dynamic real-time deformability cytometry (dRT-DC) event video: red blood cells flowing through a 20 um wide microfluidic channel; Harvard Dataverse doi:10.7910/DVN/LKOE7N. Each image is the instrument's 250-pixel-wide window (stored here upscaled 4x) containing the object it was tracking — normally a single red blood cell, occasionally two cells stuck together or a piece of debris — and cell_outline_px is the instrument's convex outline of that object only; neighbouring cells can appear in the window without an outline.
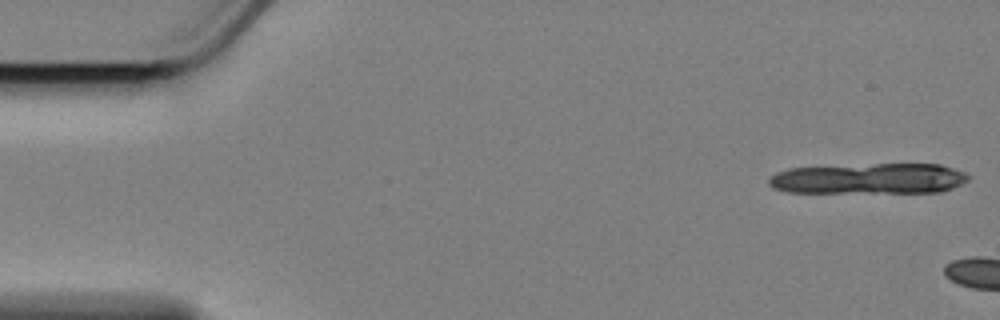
{"species": "Egyptian fruit bat (a non-hibernating species)", "species_latin": "Rousettus aegyptiacus", "temperature_condition": "cold", "stored_images_in_passage": 5, "camera_frame_rate_fps": 3000, "um_per_image_px": 0.085, "animal": {"sex": "female"}, "frame": {"image": 1, "passage_image": 1, "time_ms": 0.0, "image_size_px": [1000, 320], "cell_outline_px": [[972, 176], [968, 180], [952, 188], [940, 192], [788, 192], [772, 188], [768, 184], [768, 180], [776, 172], [788, 168], [876, 164], [940, 164], [964, 172]], "centroid_in_image_um": [73.87, 15.18], "position_along_channel_um": 11.1, "area_um2": 35.6}}